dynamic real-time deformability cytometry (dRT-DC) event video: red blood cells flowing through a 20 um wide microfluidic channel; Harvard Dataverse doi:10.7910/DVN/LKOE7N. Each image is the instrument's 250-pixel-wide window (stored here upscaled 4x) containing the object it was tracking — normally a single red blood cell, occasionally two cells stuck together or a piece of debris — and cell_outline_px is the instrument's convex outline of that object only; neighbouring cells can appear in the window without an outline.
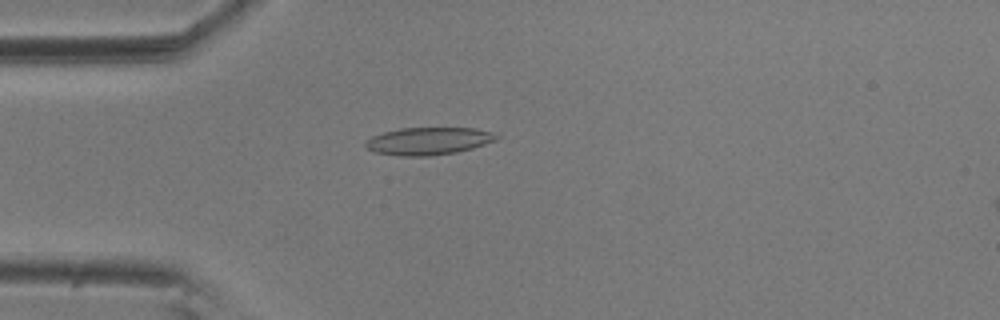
{"species": "common noctule bat (a hibernating species)", "species_latin": "Nyctalus noctula", "temperature_condition": "room temperature", "stored_images_in_passage": 53, "camera_frame_rate_fps": 3000, "um_per_image_px": 0.085, "animal": {"sex": "male", "body_mass_g": 20.5, "forearm_length_mm": 52.5}, "frame": {"image": 1, "passage_image": 12, "time_ms": 3.667, "image_size_px": [1000, 320], "cell_outline_px": [[500, 136], [496, 140], [472, 148], [456, 152], [432, 156], [400, 156], [376, 152], [368, 148], [364, 144], [364, 140], [372, 136], [384, 132], [400, 128], [476, 128], [492, 132]], "centroid_in_image_um": [36.41, 11.98], "position_along_channel_um": 48.6, "area_um2": 20.98}}
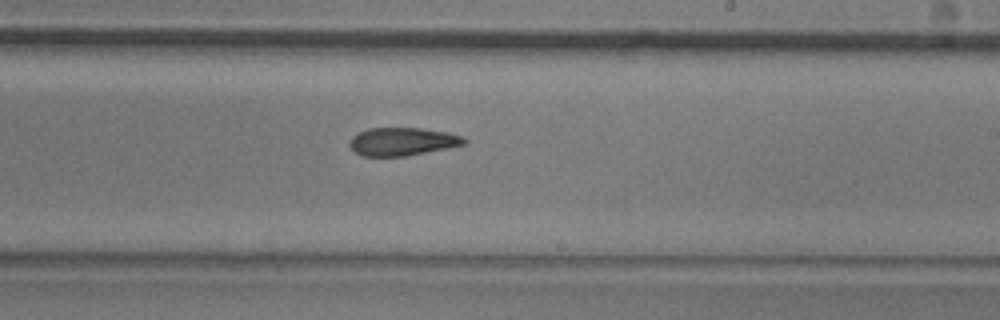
{"frame": {"image": 2, "passage_image": 30, "time_ms": 9.667, "image_size_px": [1000, 320], "cell_outline_px": [[468, 140], [464, 144], [404, 156], [360, 156], [352, 152], [348, 144], [352, 136], [368, 128], [420, 128], [448, 132], [464, 136]], "centroid_in_image_um": [34.15, 12.03], "position_along_channel_um": 254.9, "area_um2": 18.73}}
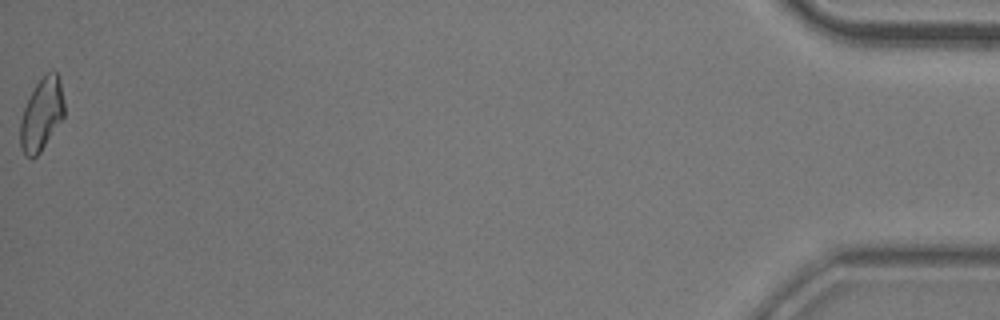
{"frame": {"image": 3, "passage_image": 53, "time_ms": 17.333, "image_size_px": [1000, 320], "cell_outline_px": [[64, 116], [40, 152], [32, 160], [24, 156], [20, 144], [20, 120], [24, 108], [36, 84], [52, 68], [56, 72], [60, 80], [64, 100]], "centroid_in_image_um": [3.53, 9.74], "position_along_channel_um": 431.7, "area_um2": 18.5}, "authors_computed_cell_mechanics": {"area_um2": 19.5942, "velocity_mm_per_s": 3.6102, "shape_relaxation_time_tau1_ms": 7.7382, "shape_relaxation_time_tau2_ms": 4.6535, "deformation_change_tau1": 0.1778, "deformation_change_tau2": 0.1222}}